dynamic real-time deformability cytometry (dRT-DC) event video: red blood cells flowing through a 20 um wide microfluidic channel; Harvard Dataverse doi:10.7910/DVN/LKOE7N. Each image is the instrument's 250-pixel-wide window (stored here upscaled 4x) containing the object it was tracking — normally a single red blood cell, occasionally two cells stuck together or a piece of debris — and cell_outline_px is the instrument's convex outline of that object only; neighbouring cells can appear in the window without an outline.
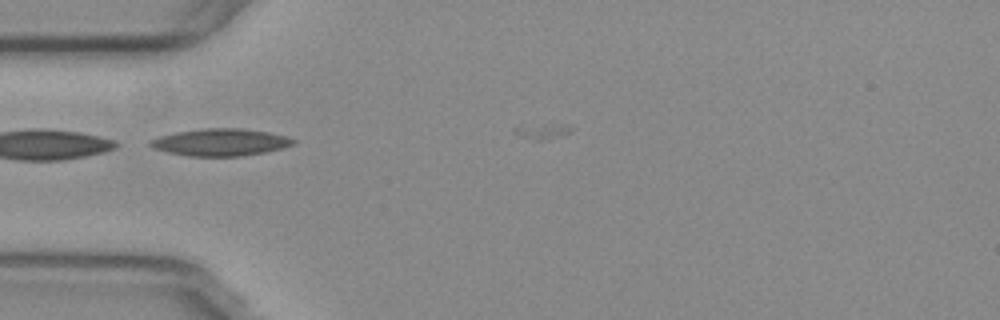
{"species": "common noctule bat (a hibernating species)", "species_latin": "Nyctalus noctula", "temperature_condition": "warm", "stored_images_in_passage": 8, "camera_frame_rate_fps": 3000, "um_per_image_px": 0.085, "animal": {"sex": "female", "body_mass_g": 29.2, "forearm_length_mm": 56.3}, "frame": {"image": 1, "passage_image": 6, "time_ms": 1.667, "image_size_px": [1000, 320], "cell_outline_px": [[296, 144], [284, 148], [264, 152], [240, 156], [188, 156], [168, 152], [152, 148], [148, 144], [148, 140], [160, 136], [176, 132], [204, 128], [240, 128], [268, 132], [288, 136], [296, 140]], "centroid_in_image_um": [18.75, 12.09], "position_along_channel_um": 66.2, "area_um2": 22.77}}